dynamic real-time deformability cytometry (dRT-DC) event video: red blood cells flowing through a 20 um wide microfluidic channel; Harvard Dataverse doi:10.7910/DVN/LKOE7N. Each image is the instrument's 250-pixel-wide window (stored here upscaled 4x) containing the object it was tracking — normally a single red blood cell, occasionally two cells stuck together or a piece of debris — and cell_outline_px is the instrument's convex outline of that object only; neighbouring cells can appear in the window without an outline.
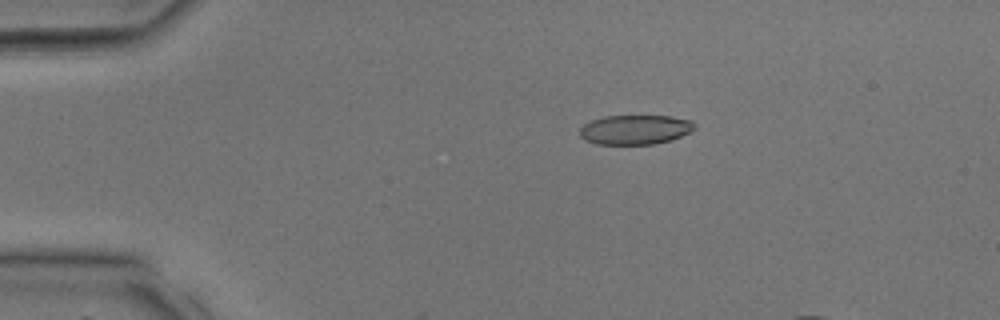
{"species": "common noctule bat (a hibernating species)", "species_latin": "Nyctalus noctula", "temperature_condition": "room temperature", "stored_images_in_passage": 6, "camera_frame_rate_fps": 3000, "um_per_image_px": 0.085, "animal": {"sex": "male", "body_mass_g": 17.9, "forearm_length_mm": 54.2}, "frame": {"image": 1, "passage_image": 3, "time_ms": 0.667, "image_size_px": [1000, 320], "cell_outline_px": [[696, 128], [680, 136], [668, 140], [652, 144], [596, 144], [584, 140], [580, 136], [580, 128], [584, 124], [592, 120], [604, 116], [672, 116], [692, 120], [696, 124]], "centroid_in_image_um": [53.97, 11.01], "position_along_channel_um": 31.0, "area_um2": 19.71}}